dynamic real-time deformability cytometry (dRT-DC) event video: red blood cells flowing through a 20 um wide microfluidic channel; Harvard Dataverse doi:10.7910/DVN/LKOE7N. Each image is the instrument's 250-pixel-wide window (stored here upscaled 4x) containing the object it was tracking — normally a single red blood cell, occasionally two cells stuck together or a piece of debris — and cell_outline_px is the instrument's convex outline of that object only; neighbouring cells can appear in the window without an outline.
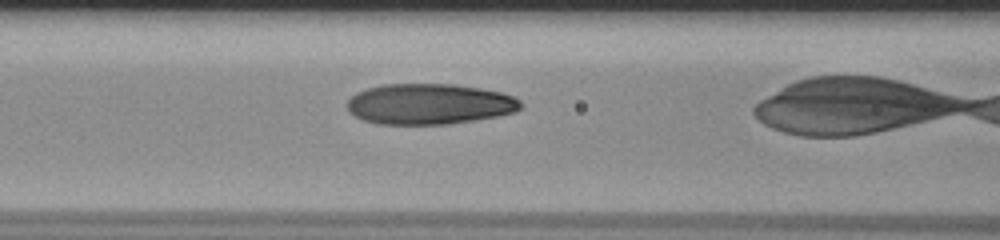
{"species": "human", "species_latin": "Homo sapiens", "temperature_condition": "room temperature", "stored_images_in_passage": 12, "camera_frame_rate_fps": 3000, "um_per_image_px": 0.085, "donor": {"sex": "male"}, "frame": {"image": 1, "passage_image": 4, "time_ms": 1.0, "image_size_px": [1000, 240], "cell_outline_px": [[520, 108], [512, 112], [492, 116], [468, 120], [440, 124], [384, 124], [368, 120], [356, 116], [348, 108], [348, 100], [352, 96], [368, 88], [388, 84], [448, 84], [476, 88], [500, 92], [512, 96], [520, 104]], "centroid_in_image_um": [36.45, 8.83], "position_along_channel_um": 130.1, "area_um2": 39.71}}